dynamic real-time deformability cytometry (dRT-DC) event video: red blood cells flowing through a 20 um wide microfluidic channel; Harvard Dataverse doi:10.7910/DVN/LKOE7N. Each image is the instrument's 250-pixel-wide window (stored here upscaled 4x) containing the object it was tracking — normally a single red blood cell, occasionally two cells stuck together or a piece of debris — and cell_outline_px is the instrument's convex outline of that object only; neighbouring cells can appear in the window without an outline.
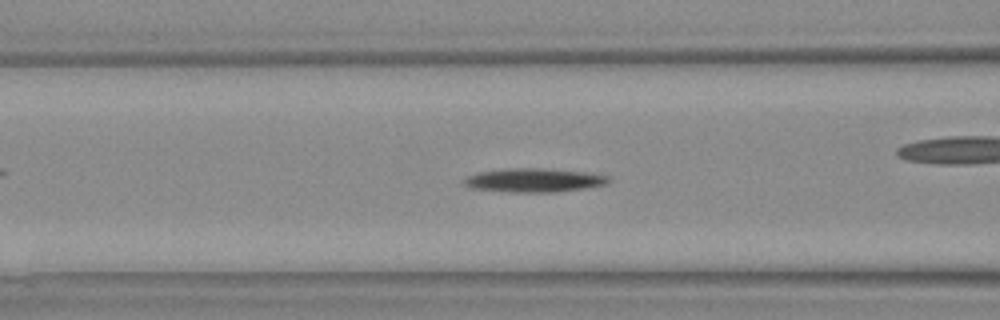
{"species": "Egyptian fruit bat (a non-hibernating species)", "species_latin": "Rousettus aegyptiacus", "temperature_condition": "warm", "stored_images_in_passage": 21, "camera_frame_rate_fps": 3000, "um_per_image_px": 0.085, "animal": {"sex": "female"}, "frame": {"image": 1, "passage_image": 4, "time_ms": 1.0, "image_size_px": [1000, 320], "cell_outline_px": [[612, 180], [608, 184], [584, 188], [552, 192], [516, 192], [472, 188], [464, 184], [464, 180], [468, 176], [480, 172], [508, 168], [544, 168], [584, 172], [608, 176]], "centroid_in_image_um": [45.43, 15.31], "position_along_channel_um": 121.2, "area_um2": 19.77}}